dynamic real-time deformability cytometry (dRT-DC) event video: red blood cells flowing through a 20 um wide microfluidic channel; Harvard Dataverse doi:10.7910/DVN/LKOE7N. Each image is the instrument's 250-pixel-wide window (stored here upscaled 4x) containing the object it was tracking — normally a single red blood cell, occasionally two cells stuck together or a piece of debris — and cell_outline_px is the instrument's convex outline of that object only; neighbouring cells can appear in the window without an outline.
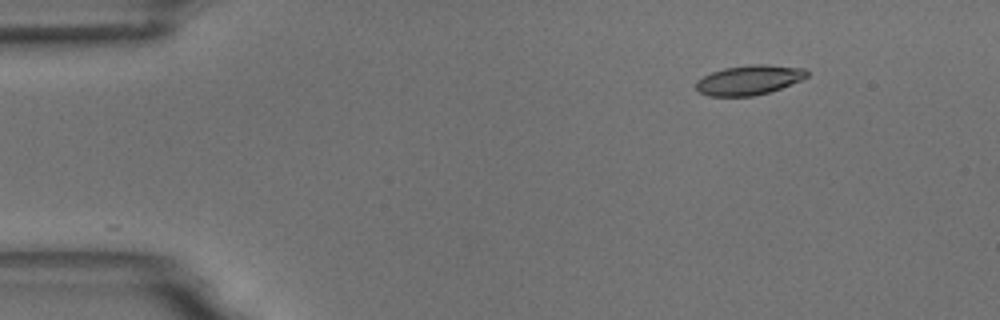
{"species": "common noctule bat (a hibernating species)", "species_latin": "Nyctalus noctula", "temperature_condition": "room temperature", "stored_images_in_passage": 28, "camera_frame_rate_fps": 3000, "um_per_image_px": 0.085, "animal": {"sex": "male", "body_mass_g": 18.8}, "frame": {"image": 1, "passage_image": 1, "time_ms": 0.0, "image_size_px": [1000, 320], "cell_outline_px": [[808, 76], [800, 80], [780, 88], [768, 92], [752, 96], [708, 96], [700, 92], [696, 88], [696, 80], [712, 72], [724, 68], [752, 64], [768, 64], [804, 68], [808, 72]], "centroid_in_image_um": [63.66, 6.79], "position_along_channel_um": 21.3, "area_um2": 19.07}}
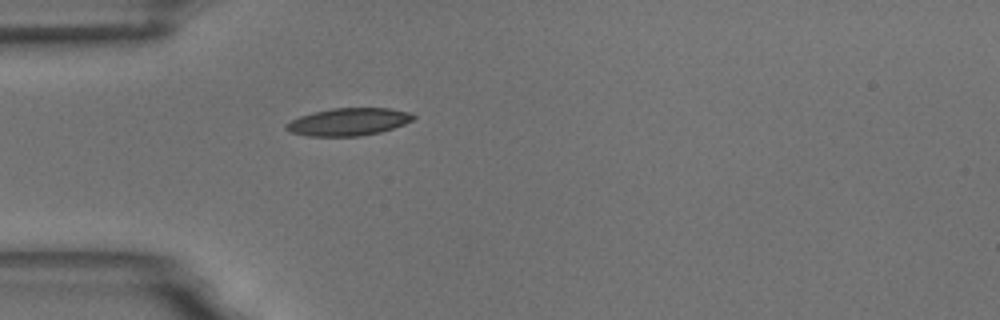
{"frame": {"image": 2, "passage_image": 10, "time_ms": 3.0, "image_size_px": [1000, 320], "cell_outline_px": [[416, 116], [412, 120], [404, 124], [380, 132], [360, 136], [308, 136], [292, 132], [284, 128], [284, 124], [300, 116], [312, 112], [332, 108], [388, 108], [408, 112]], "centroid_in_image_um": [29.6, 10.35], "position_along_channel_um": 55.4, "area_um2": 20.29}}
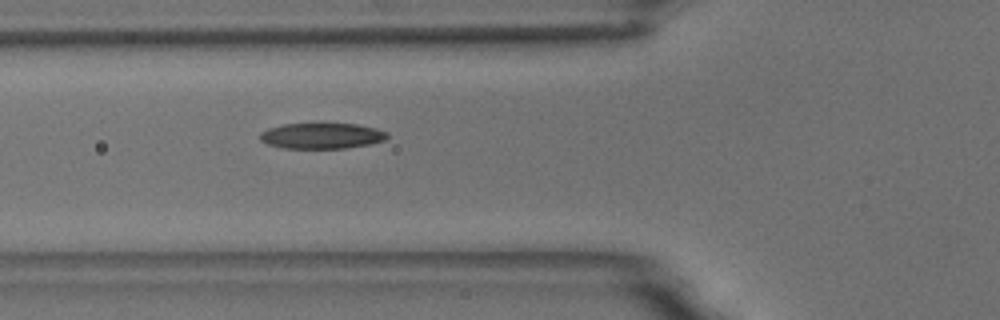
{"frame": {"image": 3, "passage_image": 14, "time_ms": 4.333, "image_size_px": [1000, 320], "cell_outline_px": [[388, 136], [384, 140], [368, 144], [344, 148], [284, 148], [268, 144], [260, 140], [260, 132], [268, 128], [284, 124], [356, 124], [376, 128], [388, 132]], "centroid_in_image_um": [27.34, 11.54], "position_along_channel_um": 98.5, "area_um2": 18.9}}